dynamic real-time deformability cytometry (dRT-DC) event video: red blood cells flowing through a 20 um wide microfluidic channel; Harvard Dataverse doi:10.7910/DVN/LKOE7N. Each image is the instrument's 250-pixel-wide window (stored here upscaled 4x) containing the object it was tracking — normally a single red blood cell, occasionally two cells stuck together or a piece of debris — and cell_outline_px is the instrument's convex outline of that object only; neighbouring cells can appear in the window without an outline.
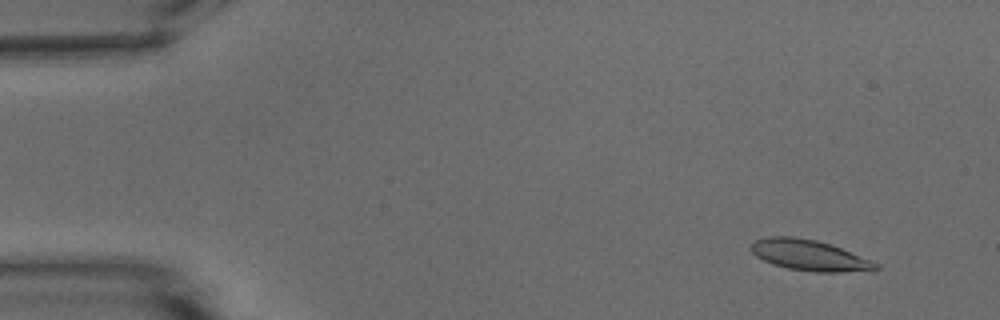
{"species": "common noctule bat (a hibernating species)", "species_latin": "Nyctalus noctula", "temperature_condition": "warm", "stored_images_in_passage": 33, "camera_frame_rate_fps": 3000, "um_per_image_px": 0.085, "animal": {"sex": "male", "body_mass_g": 15.6}, "frame": {"image": 1, "passage_image": 5, "time_ms": 1.333, "image_size_px": [1000, 320], "cell_outline_px": [[880, 268], [840, 272], [812, 272], [788, 268], [772, 264], [756, 256], [752, 252], [752, 240], [764, 236], [792, 236], [816, 240], [840, 248], [880, 264]], "centroid_in_image_um": [68.72, 21.68], "position_along_channel_um": 16.3, "area_um2": 22.08}}
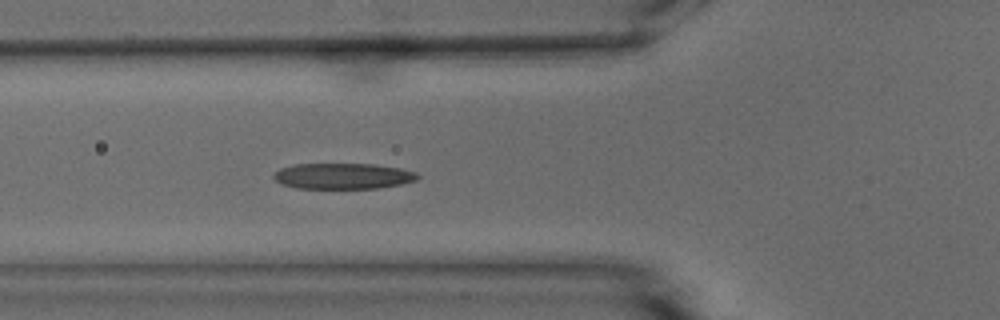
{"frame": {"image": 2, "passage_image": 20, "time_ms": 6.333, "image_size_px": [1000, 320], "cell_outline_px": [[420, 176], [416, 180], [400, 184], [376, 188], [296, 188], [284, 184], [276, 180], [272, 176], [280, 168], [296, 164], [372, 164], [400, 168], [416, 172]], "centroid_in_image_um": [29.16, 14.96], "position_along_channel_um": 96.6, "area_um2": 21.44}}
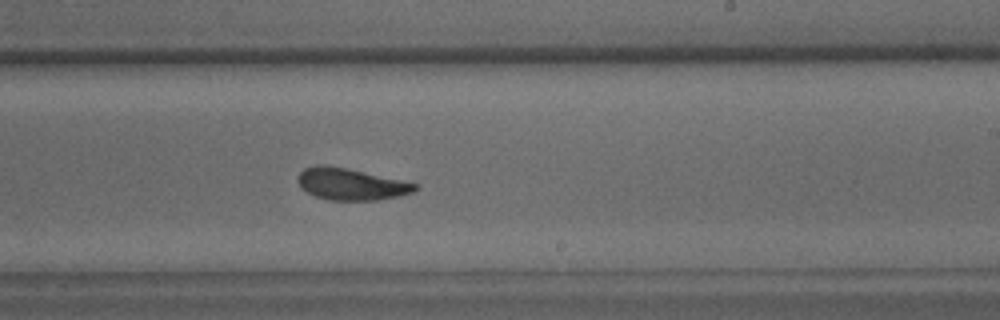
{"frame": {"image": 3, "passage_image": 33, "time_ms": 10.667, "image_size_px": [1000, 320], "cell_outline_px": [[420, 188], [412, 192], [400, 196], [376, 200], [332, 200], [316, 196], [308, 192], [296, 180], [296, 176], [304, 168], [316, 164], [324, 164], [348, 168], [420, 184]], "centroid_in_image_um": [29.86, 15.63], "position_along_channel_um": 259.1, "area_um2": 21.79}}